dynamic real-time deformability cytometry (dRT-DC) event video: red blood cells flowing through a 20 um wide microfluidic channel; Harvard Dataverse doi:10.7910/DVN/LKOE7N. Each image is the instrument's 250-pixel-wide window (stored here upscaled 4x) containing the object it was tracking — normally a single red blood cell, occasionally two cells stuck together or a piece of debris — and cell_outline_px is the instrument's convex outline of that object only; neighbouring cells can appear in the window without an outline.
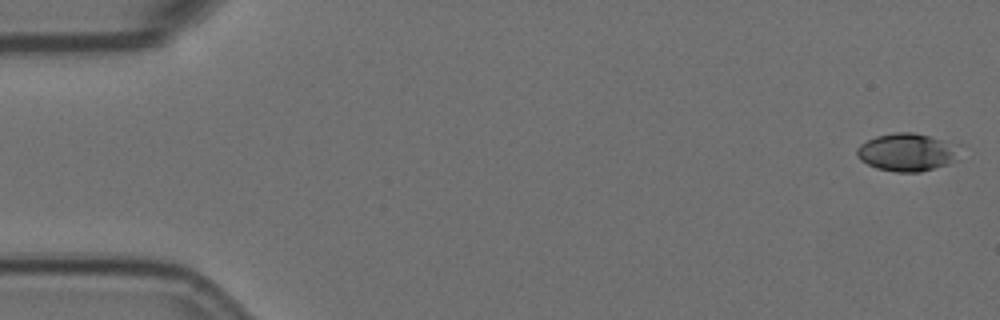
{"species": "Egyptian fruit bat (a non-hibernating species)", "species_latin": "Rousettus aegyptiacus", "temperature_condition": "room temperature", "stored_images_in_passage": 57, "camera_frame_rate_fps": 3000, "um_per_image_px": 0.085, "animal": {"sex": "female"}, "frame": {"image": 1, "passage_image": 1, "time_ms": 0.0, "image_size_px": [1000, 320], "cell_outline_px": [[956, 160], [948, 164], [920, 172], [896, 172], [876, 168], [860, 160], [856, 156], [856, 148], [860, 144], [876, 136], [892, 132], [912, 132], [928, 136], [940, 140], [952, 152]], "centroid_in_image_um": [76.89, 12.96], "position_along_channel_um": 8.1, "area_um2": 21.68}}
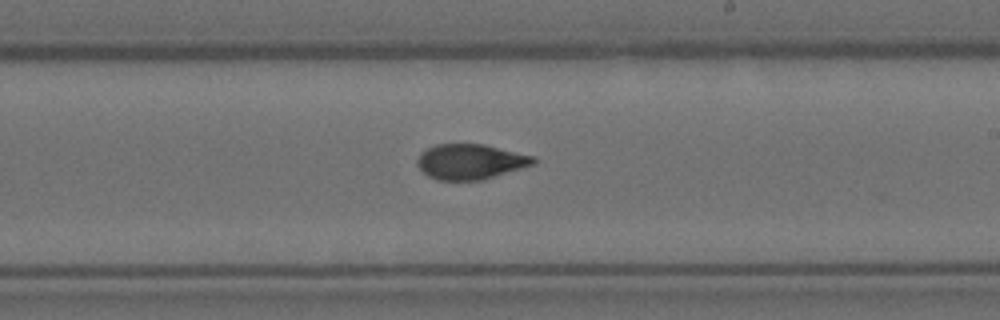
{"frame": {"image": 2, "passage_image": 33, "time_ms": 10.667, "image_size_px": [1000, 320], "cell_outline_px": [[536, 164], [480, 180], [436, 180], [428, 176], [416, 164], [416, 160], [420, 152], [436, 144], [484, 144], [536, 156]], "centroid_in_image_um": [39.99, 13.73], "position_along_channel_um": 249.0, "area_um2": 23.93}}
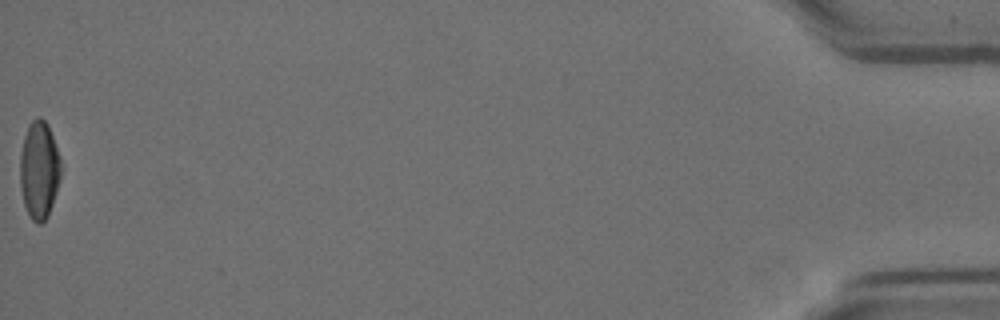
{"frame": {"image": 3, "passage_image": 57, "time_ms": 18.667, "image_size_px": [1000, 320], "cell_outline_px": [[60, 180], [48, 216], [40, 224], [36, 224], [32, 220], [24, 204], [20, 184], [20, 152], [24, 136], [28, 124], [36, 116], [40, 116], [48, 124], [60, 160]], "centroid_in_image_um": [3.31, 14.43], "position_along_channel_um": 431.9, "area_um2": 23.18}, "authors_computed_cell_mechanics": {"area_um2": 23.7558, "velocity_mm_per_s": 3.5605, "shape_relaxation_time_tau1_ms": 7.6246, "shape_relaxation_time_tau2_ms": 2.2202, "deformation_change_tau1": 0.1978, "deformation_change_tau2": 0.0728}}